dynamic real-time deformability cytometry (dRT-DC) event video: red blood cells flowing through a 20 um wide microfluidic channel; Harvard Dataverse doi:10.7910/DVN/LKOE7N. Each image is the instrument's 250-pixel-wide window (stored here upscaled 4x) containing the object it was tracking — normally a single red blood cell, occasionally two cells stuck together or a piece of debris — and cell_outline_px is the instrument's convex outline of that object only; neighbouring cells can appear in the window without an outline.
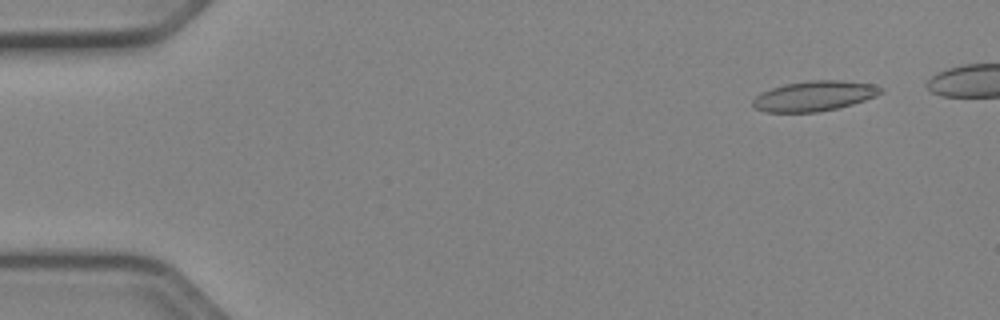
{"species": "Egyptian fruit bat (a non-hibernating species)", "species_latin": "Rousettus aegyptiacus", "temperature_condition": "cold", "stored_images_in_passage": 46, "camera_frame_rate_fps": 3000, "um_per_image_px": 0.085, "animal": {"sex": "female"}, "frame": {"image": 1, "passage_image": 4, "time_ms": 1.0, "image_size_px": [1000, 320], "cell_outline_px": [[884, 92], [876, 96], [852, 104], [836, 108], [816, 112], [764, 112], [756, 108], [752, 104], [752, 100], [756, 96], [772, 88], [784, 84], [812, 80], [840, 80], [872, 84], [884, 88]], "centroid_in_image_um": [69.23, 8.15], "position_along_channel_um": 15.8, "area_um2": 22.31}}
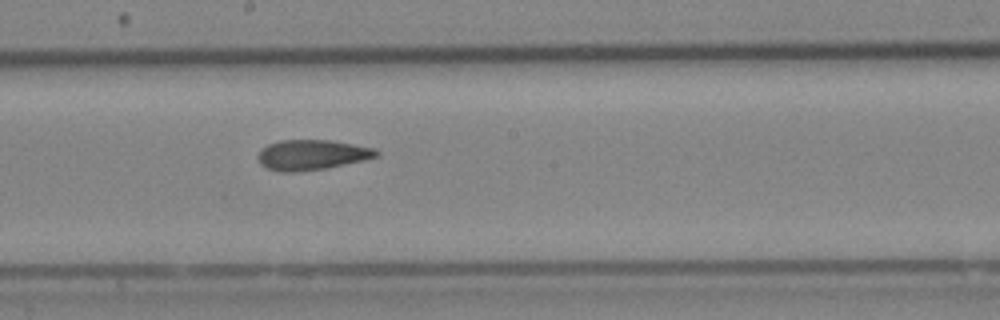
{"frame": {"image": 2, "passage_image": 28, "time_ms": 9.0, "image_size_px": [1000, 320], "cell_outline_px": [[380, 156], [364, 160], [328, 168], [296, 172], [280, 172], [268, 168], [260, 164], [256, 156], [268, 144], [280, 140], [328, 140], [376, 148], [380, 152]], "centroid_in_image_um": [26.53, 13.17], "position_along_channel_um": 221.7, "area_um2": 20.92}}
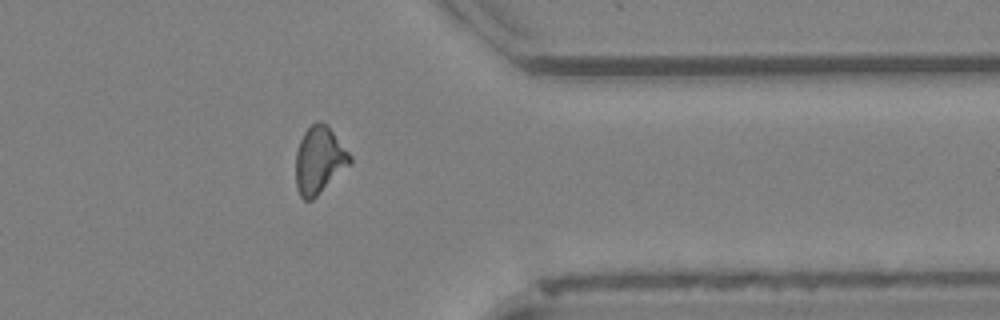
{"frame": {"image": 3, "passage_image": 41, "time_ms": 13.333, "image_size_px": [1000, 320], "cell_outline_px": [[352, 164], [312, 200], [304, 200], [300, 196], [296, 188], [296, 152], [300, 140], [304, 132], [312, 124], [320, 120], [328, 124], [352, 156]], "centroid_in_image_um": [27.16, 13.6], "position_along_channel_um": 384.2, "area_um2": 21.5}}